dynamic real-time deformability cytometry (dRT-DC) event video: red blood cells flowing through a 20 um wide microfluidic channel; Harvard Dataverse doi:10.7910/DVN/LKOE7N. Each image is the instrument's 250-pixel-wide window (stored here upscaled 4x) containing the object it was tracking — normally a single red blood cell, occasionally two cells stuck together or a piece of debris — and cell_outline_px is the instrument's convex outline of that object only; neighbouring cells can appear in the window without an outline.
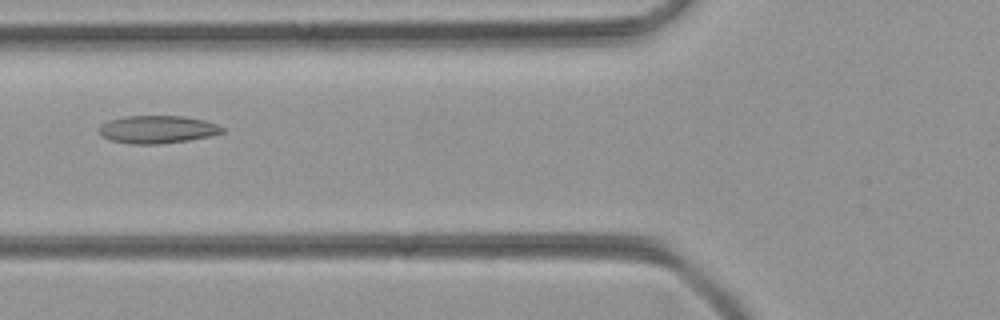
{"species": "common noctule bat (a hibernating species)", "species_latin": "Nyctalus noctula", "temperature_condition": "room temperature", "stored_images_in_passage": 18, "camera_frame_rate_fps": 3000, "um_per_image_px": 0.085, "animal": {"sex": "female", "body_mass_g": 21.9}, "frame": {"image": 1, "passage_image": 13, "time_ms": 4.0, "image_size_px": [1000, 320], "cell_outline_px": [[224, 132], [212, 136], [188, 140], [160, 144], [132, 144], [112, 140], [100, 136], [96, 132], [96, 128], [100, 124], [108, 120], [124, 116], [184, 116], [204, 120], [216, 124], [224, 128]], "centroid_in_image_um": [13.32, 11.0], "position_along_channel_um": 112.5, "area_um2": 20.23}}
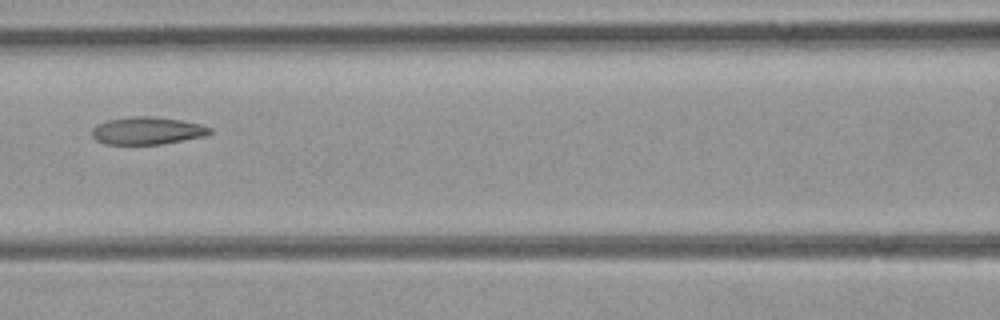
{"frame": {"image": 2, "passage_image": 16, "time_ms": 5.0, "image_size_px": [1000, 320], "cell_outline_px": [[212, 132], [204, 136], [160, 144], [104, 144], [96, 140], [92, 136], [92, 128], [96, 124], [108, 120], [128, 116], [152, 116], [180, 120], [200, 124], [212, 128]], "centroid_in_image_um": [12.48, 11.1], "position_along_channel_um": 154.1, "area_um2": 18.9}}